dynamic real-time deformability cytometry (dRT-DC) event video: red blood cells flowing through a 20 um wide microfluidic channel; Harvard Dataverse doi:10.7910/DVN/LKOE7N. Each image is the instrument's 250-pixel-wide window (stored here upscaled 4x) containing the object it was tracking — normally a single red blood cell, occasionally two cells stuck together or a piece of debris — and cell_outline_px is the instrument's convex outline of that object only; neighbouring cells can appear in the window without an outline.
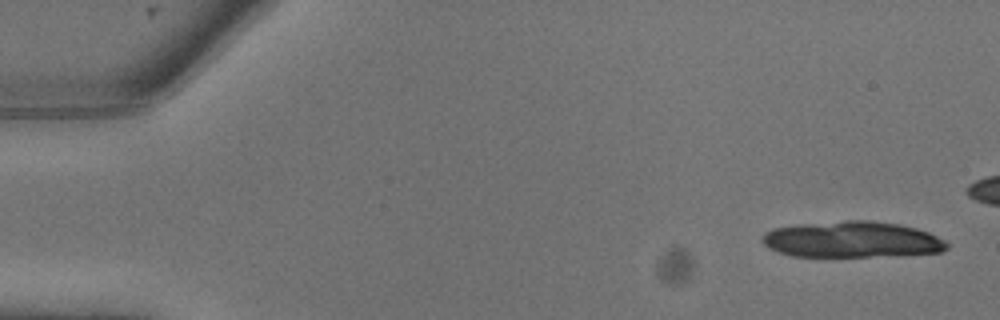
{"species": "common noctule bat (a hibernating species)", "species_latin": "Nyctalus noctula", "temperature_condition": "warm", "stored_images_in_passage": 10, "camera_frame_rate_fps": 3000, "um_per_image_px": 0.085, "animal": {"sex": "male", "body_mass_g": 13.3}, "frame": {"image": 1, "passage_image": 1, "time_ms": 0.0, "image_size_px": [1000, 320], "cell_outline_px": [[948, 248], [940, 252], [900, 256], [792, 256], [768, 248], [760, 240], [760, 236], [764, 232], [772, 228], [796, 224], [844, 220], [872, 220], [900, 224], [916, 228], [928, 232], [944, 240], [948, 244]], "centroid_in_image_um": [72.4, 20.35], "position_along_channel_um": 12.6, "area_um2": 39.42}}